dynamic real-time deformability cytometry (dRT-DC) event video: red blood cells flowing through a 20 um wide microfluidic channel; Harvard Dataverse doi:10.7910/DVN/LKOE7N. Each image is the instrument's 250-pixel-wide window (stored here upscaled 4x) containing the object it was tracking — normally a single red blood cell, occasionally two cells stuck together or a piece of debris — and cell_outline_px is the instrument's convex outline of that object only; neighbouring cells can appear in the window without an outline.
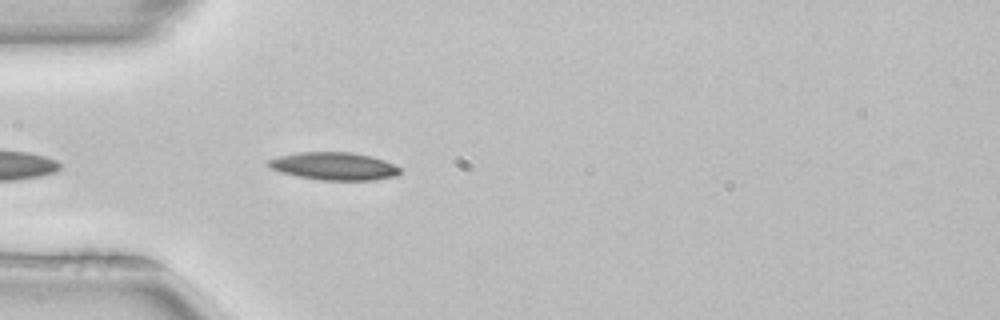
{"species": "common noctule bat (a hibernating species)", "species_latin": "Nyctalus noctula", "temperature_condition": "room temperature", "stored_images_in_passage": 4, "camera_frame_rate_fps": 3000, "um_per_image_px": 0.085, "animal": {"sex": "female", "body_mass_g": 22.7, "forearm_length_mm": 54.2}, "frame": {"image": 1, "passage_image": 4, "time_ms": 1.0, "image_size_px": [1000, 320], "cell_outline_px": [[400, 172], [396, 176], [372, 180], [320, 180], [296, 176], [280, 172], [264, 164], [264, 160], [276, 156], [296, 152], [352, 152], [372, 156], [384, 160], [400, 168]], "centroid_in_image_um": [28.31, 14.11], "position_along_channel_um": 56.7, "area_um2": 21.56}}